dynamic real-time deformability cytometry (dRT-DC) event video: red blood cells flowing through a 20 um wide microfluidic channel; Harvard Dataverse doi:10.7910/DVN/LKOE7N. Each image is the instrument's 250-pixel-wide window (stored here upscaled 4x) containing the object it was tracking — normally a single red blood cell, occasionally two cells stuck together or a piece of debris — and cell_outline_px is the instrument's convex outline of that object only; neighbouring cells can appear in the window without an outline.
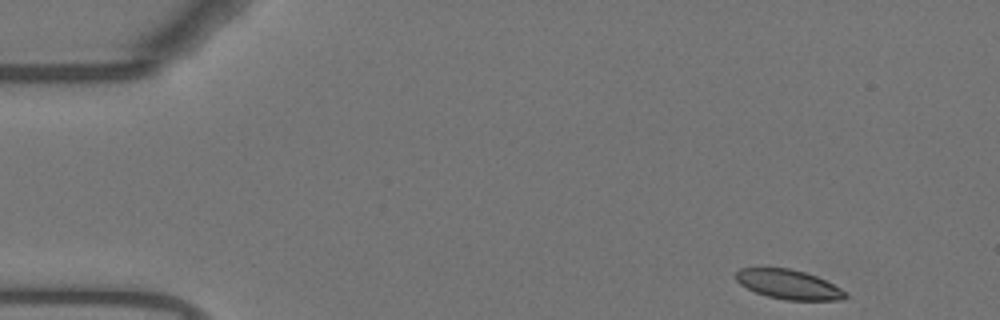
{"species": "Egyptian fruit bat (a non-hibernating species)", "species_latin": "Rousettus aegyptiacus", "temperature_condition": "warm", "stored_images_in_passage": 16, "camera_frame_rate_fps": 3000, "um_per_image_px": 0.085, "animal": {"sex": "female"}, "frame": {"image": 1, "passage_image": 1, "time_ms": 0.0, "image_size_px": [1000, 320], "cell_outline_px": [[848, 296], [840, 300], [784, 300], [768, 296], [756, 292], [740, 284], [736, 280], [736, 272], [740, 268], [788, 268], [804, 272], [816, 276], [840, 288]], "centroid_in_image_um": [67.01, 24.18], "position_along_channel_um": 18.0, "area_um2": 18.5}}
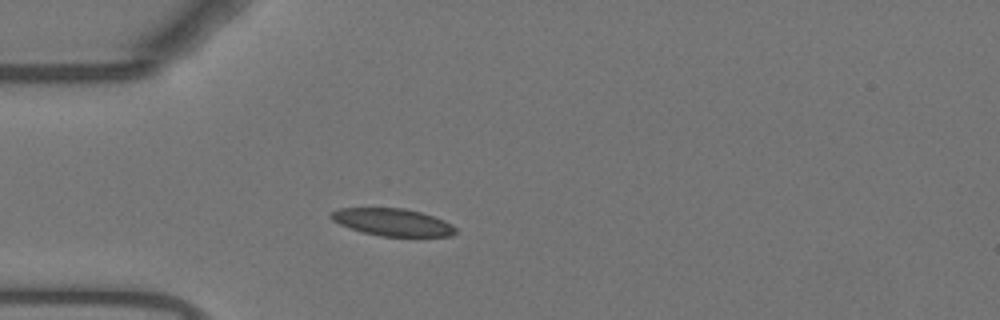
{"frame": {"image": 2, "passage_image": 11, "time_ms": 3.333, "image_size_px": [1000, 320], "cell_outline_px": [[456, 232], [452, 236], [380, 236], [364, 232], [340, 224], [332, 220], [328, 216], [328, 212], [340, 208], [404, 208], [420, 212], [444, 220], [452, 224], [456, 228]], "centroid_in_image_um": [33.35, 18.88], "position_along_channel_um": 51.7, "area_um2": 19.77}}
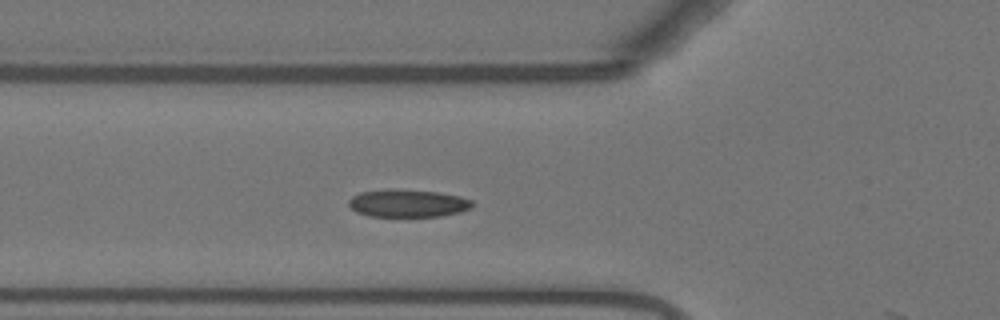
{"frame": {"image": 3, "passage_image": 15, "time_ms": 4.667, "image_size_px": [1000, 320], "cell_outline_px": [[472, 208], [460, 212], [440, 216], [368, 216], [356, 212], [348, 204], [348, 200], [352, 196], [360, 192], [436, 192], [460, 196], [472, 200]], "centroid_in_image_um": [34.7, 17.33], "position_along_channel_um": 91.1, "area_um2": 18.9}}